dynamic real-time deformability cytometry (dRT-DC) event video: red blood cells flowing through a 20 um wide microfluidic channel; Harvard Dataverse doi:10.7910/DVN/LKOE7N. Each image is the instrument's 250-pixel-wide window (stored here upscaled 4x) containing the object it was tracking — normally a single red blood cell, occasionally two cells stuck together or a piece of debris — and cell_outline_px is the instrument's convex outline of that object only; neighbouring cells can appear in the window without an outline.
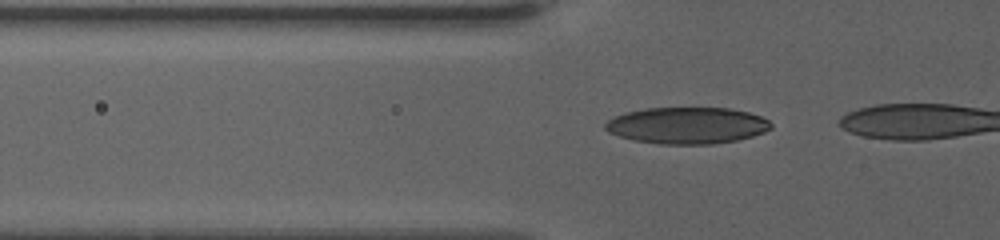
{"species": "human", "species_latin": "Homo sapiens", "temperature_condition": "warm", "stored_images_in_passage": 21, "camera_frame_rate_fps": 3000, "um_per_image_px": 0.085, "donor": {"sex": "female"}, "frame": {"image": 1, "passage_image": 14, "time_ms": 4.333, "image_size_px": [1000, 240], "cell_outline_px": [[772, 128], [764, 132], [752, 136], [736, 140], [712, 144], [660, 144], [636, 140], [620, 136], [608, 132], [604, 128], [604, 124], [608, 120], [624, 112], [644, 108], [728, 108], [748, 112], [760, 116], [768, 120], [772, 124]], "centroid_in_image_um": [58.4, 10.66], "position_along_channel_um": 67.4, "area_um2": 35.26}}
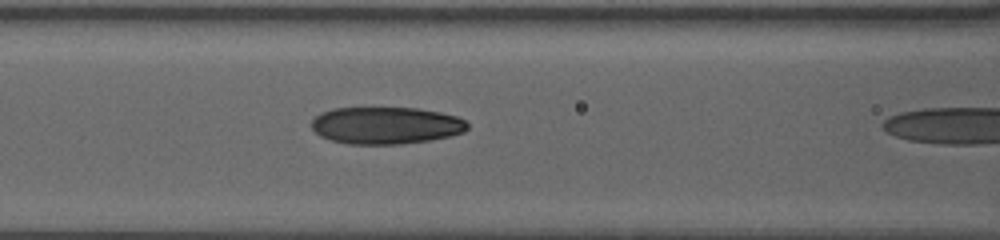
{"frame": {"image": 2, "passage_image": 20, "time_ms": 6.333, "image_size_px": [1000, 240], "cell_outline_px": [[468, 128], [464, 132], [452, 136], [428, 140], [400, 144], [348, 144], [332, 140], [320, 136], [312, 128], [312, 120], [320, 112], [332, 108], [416, 108], [440, 112], [456, 116], [464, 120], [468, 124]], "centroid_in_image_um": [32.8, 10.66], "position_along_channel_um": 133.8, "area_um2": 33.76}}